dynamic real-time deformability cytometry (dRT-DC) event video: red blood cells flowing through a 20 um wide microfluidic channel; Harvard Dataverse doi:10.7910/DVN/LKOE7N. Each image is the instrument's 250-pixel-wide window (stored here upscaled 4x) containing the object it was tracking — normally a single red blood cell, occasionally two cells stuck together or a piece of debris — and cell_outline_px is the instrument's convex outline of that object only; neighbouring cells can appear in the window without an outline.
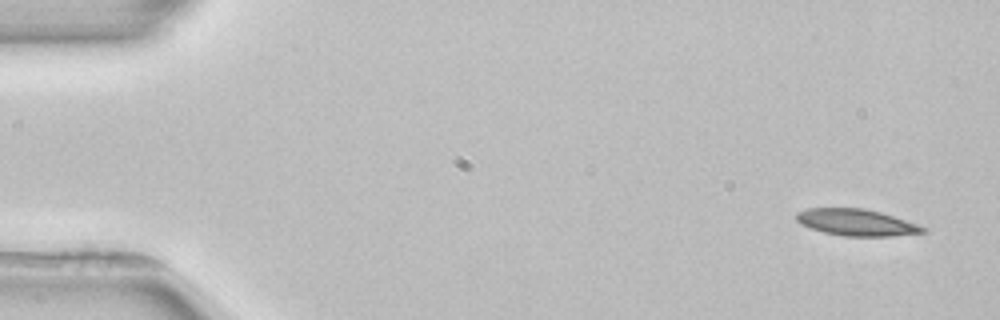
{"species": "common noctule bat (a hibernating species)", "species_latin": "Nyctalus noctula", "temperature_condition": "room temperature", "stored_images_in_passage": 4, "camera_frame_rate_fps": 3000, "um_per_image_px": 0.085, "animal": {"sex": "female", "body_mass_g": 22.7, "forearm_length_mm": 54.2}, "frame": {"image": 1, "passage_image": 1, "time_ms": 0.0, "image_size_px": [1000, 320], "cell_outline_px": [[928, 232], [888, 236], [844, 236], [824, 232], [800, 224], [796, 220], [796, 212], [808, 208], [864, 208], [880, 212], [928, 228]], "centroid_in_image_um": [72.78, 18.9], "position_along_channel_um": 12.2, "area_um2": 19.48}}
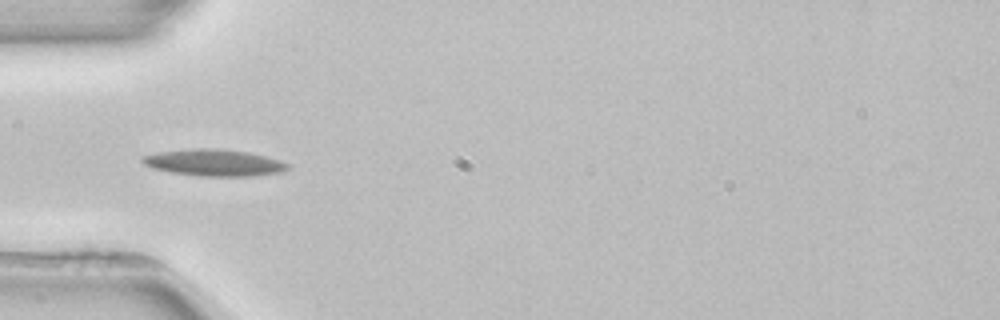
{"frame": {"image": 2, "passage_image": 4, "time_ms": 4.667, "image_size_px": [1000, 320], "cell_outline_px": [[292, 164], [284, 172], [252, 176], [200, 176], [172, 172], [152, 168], [144, 164], [140, 160], [140, 156], [156, 152], [192, 148], [216, 148], [248, 152], [280, 160]], "centroid_in_image_um": [18.19, 13.82], "position_along_channel_um": 66.8, "area_um2": 22.83}}